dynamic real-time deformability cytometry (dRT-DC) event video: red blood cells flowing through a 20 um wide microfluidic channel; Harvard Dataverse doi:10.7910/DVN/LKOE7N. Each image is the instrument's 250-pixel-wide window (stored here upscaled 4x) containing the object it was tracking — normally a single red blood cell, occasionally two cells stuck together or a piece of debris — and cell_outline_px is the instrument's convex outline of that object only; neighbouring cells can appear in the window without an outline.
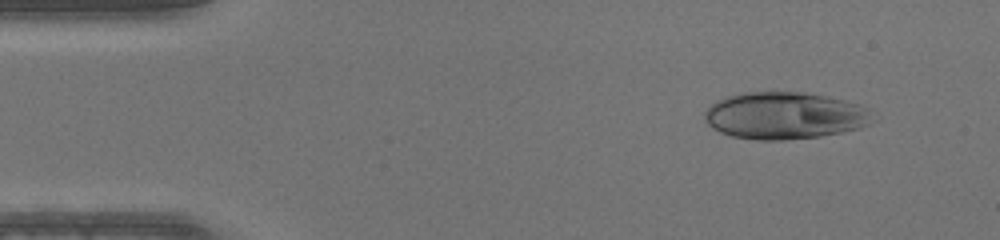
{"species": "human", "species_latin": "Homo sapiens", "temperature_condition": "warm", "stored_images_in_passage": 45, "camera_frame_rate_fps": 3000, "um_per_image_px": 0.085, "donor": {"sex": "male"}, "frame": {"image": 1, "passage_image": 4, "time_ms": 1.0, "image_size_px": [1000, 240], "cell_outline_px": [[880, 116], [876, 120], [860, 128], [820, 136], [784, 140], [756, 140], [732, 136], [720, 132], [712, 128], [704, 120], [704, 112], [716, 100], [728, 96], [744, 92], [800, 92], [824, 96], [844, 100], [860, 104], [868, 108]], "centroid_in_image_um": [66.74, 9.83], "position_along_channel_um": 18.3, "area_um2": 46.47}}
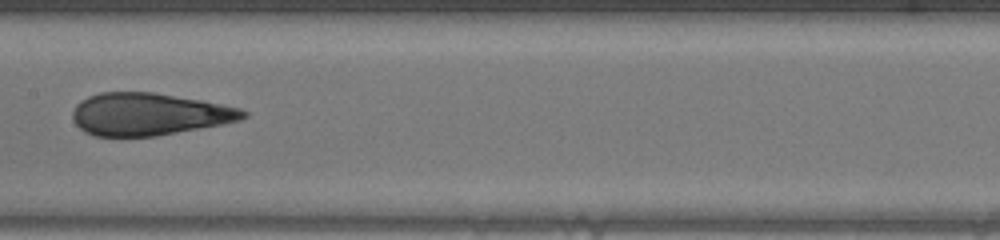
{"frame": {"image": 2, "passage_image": 22, "time_ms": 7.0, "image_size_px": [1000, 240], "cell_outline_px": [[248, 116], [240, 120], [224, 124], [156, 136], [96, 136], [84, 132], [72, 120], [72, 112], [76, 104], [80, 100], [88, 96], [100, 92], [152, 92], [200, 100], [240, 108], [248, 112]], "centroid_in_image_um": [12.64, 9.71], "position_along_channel_um": 194.8, "area_um2": 42.14}}
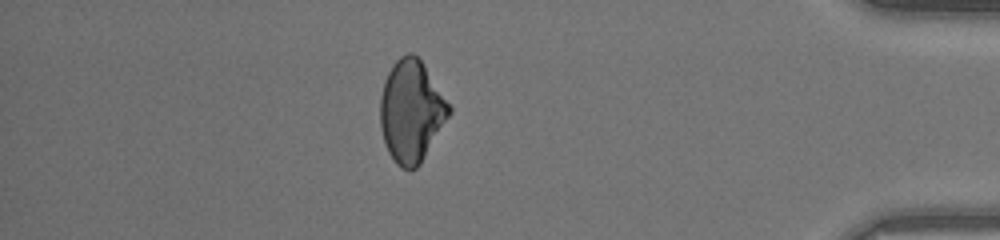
{"frame": {"image": 3, "passage_image": 39, "time_ms": 12.667, "image_size_px": [1000, 240], "cell_outline_px": [[452, 112], [420, 164], [416, 168], [400, 168], [396, 164], [388, 152], [380, 128], [380, 96], [384, 80], [392, 64], [400, 56], [408, 52], [412, 52], [420, 60], [452, 108]], "centroid_in_image_um": [34.94, 9.45], "position_along_channel_um": 400.3, "area_um2": 40.69}}